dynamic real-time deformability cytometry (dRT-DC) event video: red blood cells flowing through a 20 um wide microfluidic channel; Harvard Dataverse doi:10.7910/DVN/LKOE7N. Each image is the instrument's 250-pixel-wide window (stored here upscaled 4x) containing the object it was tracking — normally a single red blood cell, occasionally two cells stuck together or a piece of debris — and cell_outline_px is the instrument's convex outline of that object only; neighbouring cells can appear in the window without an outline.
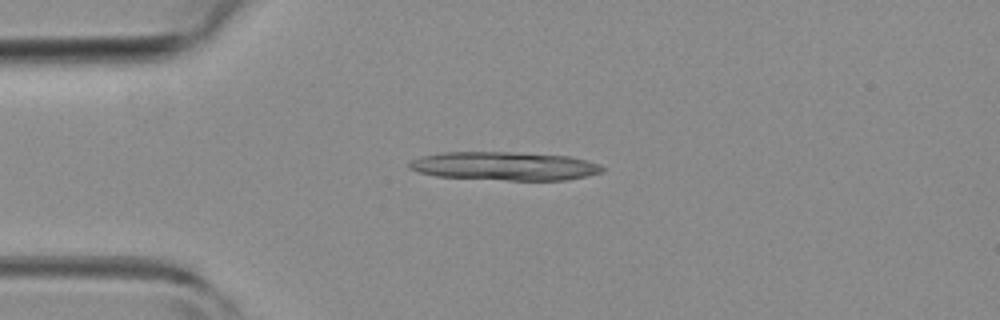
{"species": "common noctule bat (a hibernating species)", "species_latin": "Nyctalus noctula", "temperature_condition": "room temperature", "stored_images_in_passage": 1, "camera_frame_rate_fps": 3000, "um_per_image_px": 0.085, "animal": {"sex": "female", "body_mass_g": 19.3, "forearm_length_mm": 54.1}, "frame": {"image": 1, "passage_image": 1, "time_ms": 0.0, "image_size_px": [1000, 320], "cell_outline_px": [[604, 172], [564, 180], [508, 180], [436, 176], [420, 172], [408, 168], [408, 164], [412, 160], [420, 156], [444, 152], [512, 152], [572, 156], [600, 164], [604, 168]], "centroid_in_image_um": [42.9, 14.11], "position_along_channel_um": 42.1, "area_um2": 32.02}}